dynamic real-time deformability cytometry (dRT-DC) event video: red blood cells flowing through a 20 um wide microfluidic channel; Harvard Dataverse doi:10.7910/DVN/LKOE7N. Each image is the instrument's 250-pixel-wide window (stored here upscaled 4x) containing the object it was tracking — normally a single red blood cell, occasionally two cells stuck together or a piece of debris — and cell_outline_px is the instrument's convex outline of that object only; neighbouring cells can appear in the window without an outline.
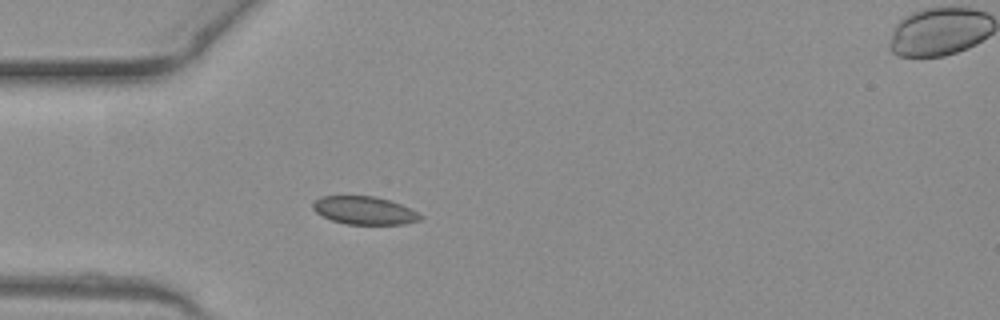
{"species": "common noctule bat (a hibernating species)", "species_latin": "Nyctalus noctula", "temperature_condition": "warm", "stored_images_in_passage": 37, "camera_frame_rate_fps": 3000, "um_per_image_px": 0.085, "animal": {"sex": "female", "body_mass_g": 19.3, "forearm_length_mm": 54.1}, "frame": {"image": 1, "passage_image": 1, "time_ms": 0.0, "image_size_px": [1000, 320], "cell_outline_px": [[424, 216], [420, 220], [404, 224], [348, 224], [332, 220], [316, 212], [312, 208], [312, 204], [320, 196], [376, 196], [400, 204]], "centroid_in_image_um": [30.96, 17.88], "position_along_channel_um": 54.0, "area_um2": 17.34}}
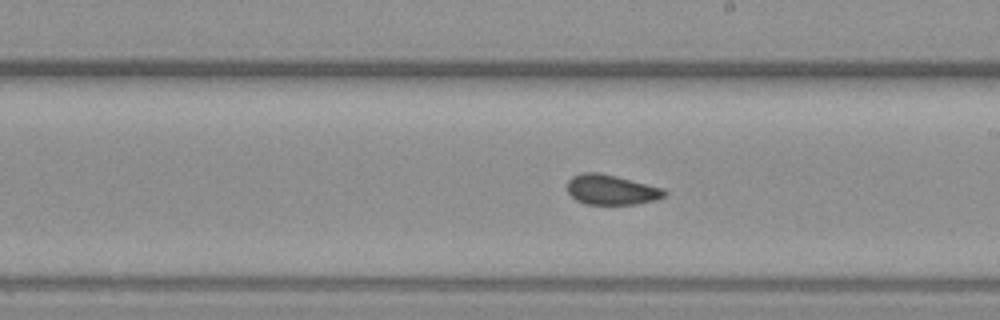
{"frame": {"image": 2, "passage_image": 15, "time_ms": 4.667, "image_size_px": [1000, 320], "cell_outline_px": [[668, 192], [664, 196], [656, 200], [636, 204], [584, 204], [576, 200], [568, 192], [568, 180], [572, 176], [584, 172], [600, 172], [664, 188]], "centroid_in_image_um": [51.97, 16.12], "position_along_channel_um": 237.0, "area_um2": 17.05}}
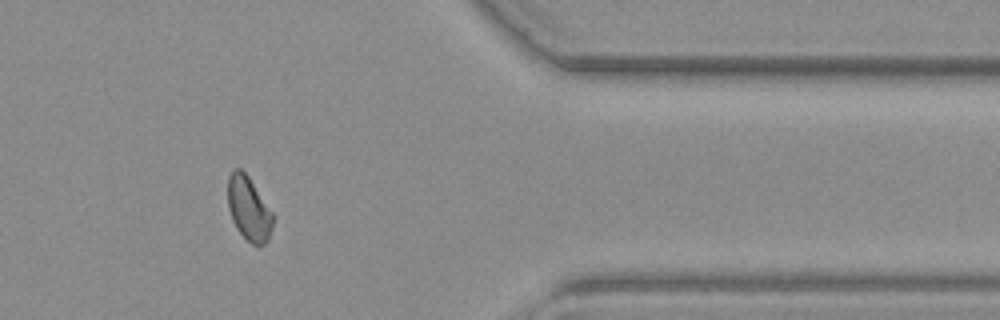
{"frame": {"image": 3, "passage_image": 28, "time_ms": 9.0, "image_size_px": [1000, 320], "cell_outline_px": [[276, 216], [268, 240], [264, 244], [252, 244], [236, 228], [232, 220], [228, 208], [228, 176], [232, 168], [240, 168], [248, 176]], "centroid_in_image_um": [21.16, 17.71], "position_along_channel_um": 390.2, "area_um2": 16.99}, "authors_computed_cell_mechanics": {"area_um2": 17.051, "velocity_mm_per_s": 4.0716, "shape_relaxation_time_tau1_ms": null, "shape_relaxation_time_tau2_ms": 1.2249, "deformation_change_tau1": null, "deformation_change_tau2": 0.0481}}